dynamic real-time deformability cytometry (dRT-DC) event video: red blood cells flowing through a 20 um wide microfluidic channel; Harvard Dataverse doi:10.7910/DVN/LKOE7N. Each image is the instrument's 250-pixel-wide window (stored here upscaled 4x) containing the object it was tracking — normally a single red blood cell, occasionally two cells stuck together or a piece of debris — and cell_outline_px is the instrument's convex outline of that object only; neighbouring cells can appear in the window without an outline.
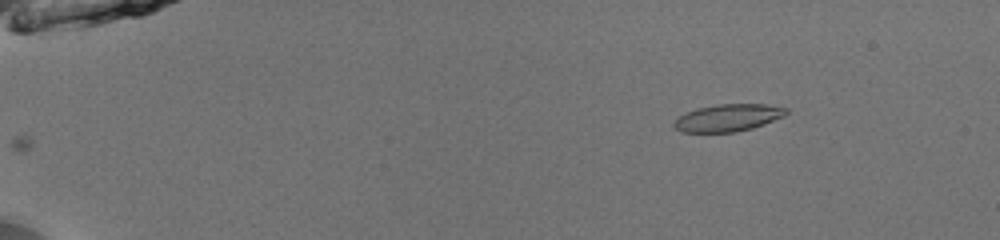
{"species": "common noctule bat (a hibernating species)", "species_latin": "Nyctalus noctula", "temperature_condition": "room temperature", "stored_images_in_passage": 45, "camera_frame_rate_fps": 3000, "um_per_image_px": 0.085, "animal": {"sex": "male", "body_mass_g": 13.0, "forearm_length_mm": 53.1}, "frame": {"image": 1, "passage_image": 1, "time_ms": 0.0, "image_size_px": [1000, 240], "cell_outline_px": [[788, 112], [784, 116], [764, 124], [752, 128], [736, 132], [680, 132], [672, 124], [676, 116], [684, 112], [696, 108], [716, 104], [764, 104], [788, 108]], "centroid_in_image_um": [61.83, 10.0], "position_along_channel_um": 23.2, "area_um2": 18.03}}
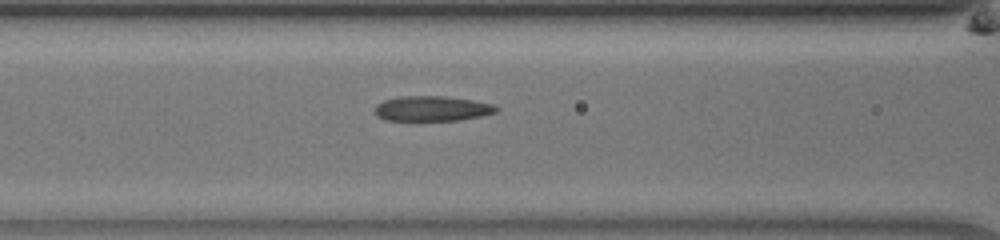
{"frame": {"image": 2, "passage_image": 17, "time_ms": 5.333, "image_size_px": [1000, 240], "cell_outline_px": [[500, 108], [496, 112], [480, 116], [460, 120], [384, 120], [376, 116], [376, 104], [384, 100], [400, 96], [444, 96], [472, 100], [492, 104]], "centroid_in_image_um": [36.71, 9.22], "position_along_channel_um": 129.9, "area_um2": 17.69}}
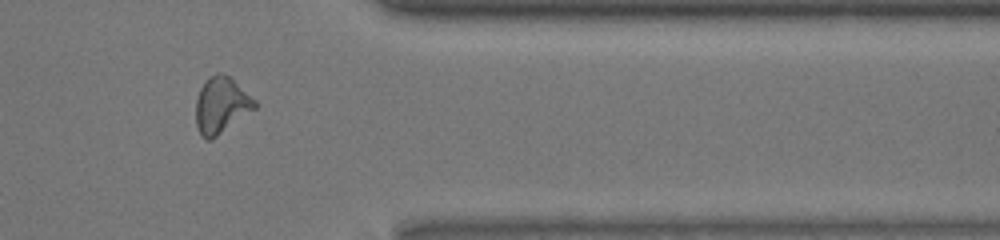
{"frame": {"image": 3, "passage_image": 37, "time_ms": 12.0, "image_size_px": [1000, 240], "cell_outline_px": [[256, 108], [212, 140], [208, 140], [200, 136], [196, 124], [196, 100], [200, 88], [204, 80], [220, 72], [228, 76], [256, 100]], "centroid_in_image_um": [18.78, 8.97], "position_along_channel_um": 392.6, "area_um2": 19.19}, "authors_computed_cell_mechanics": {"area_um2": 18.2648, "velocity_mm_per_s": 4.0464, "shape_relaxation_time_tau1_ms": null, "shape_relaxation_time_tau2_ms": 1.9844, "deformation_change_tau1": null, "deformation_change_tau2": 0.094}}